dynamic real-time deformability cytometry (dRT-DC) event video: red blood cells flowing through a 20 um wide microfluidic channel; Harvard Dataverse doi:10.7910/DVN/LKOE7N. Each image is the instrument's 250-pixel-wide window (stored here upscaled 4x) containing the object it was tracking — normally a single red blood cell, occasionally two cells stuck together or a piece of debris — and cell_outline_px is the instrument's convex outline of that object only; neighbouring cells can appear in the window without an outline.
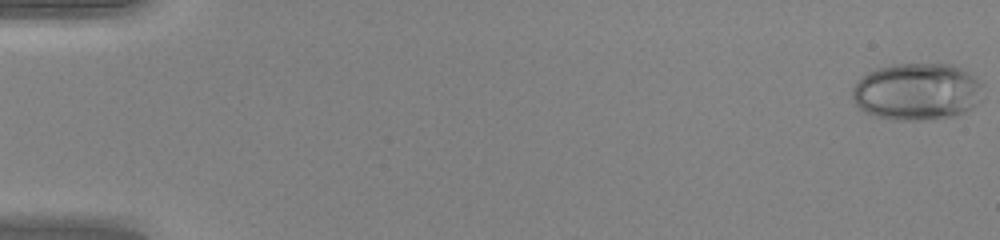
{"species": "human", "species_latin": "Homo sapiens", "temperature_condition": "warm", "stored_images_in_passage": 49, "camera_frame_rate_fps": 3000, "um_per_image_px": 0.085, "donor": {"sex": "female"}, "frame": {"image": 1, "passage_image": 1, "time_ms": 0.0, "image_size_px": [1000, 240], "cell_outline_px": [[980, 100], [972, 108], [956, 116], [924, 120], [896, 120], [876, 116], [864, 112], [856, 104], [852, 96], [852, 88], [856, 80], [860, 76], [876, 68], [892, 64], [948, 64], [960, 68], [968, 72], [980, 84]], "centroid_in_image_um": [77.88, 7.79], "position_along_channel_um": 7.1, "area_um2": 43.52}}
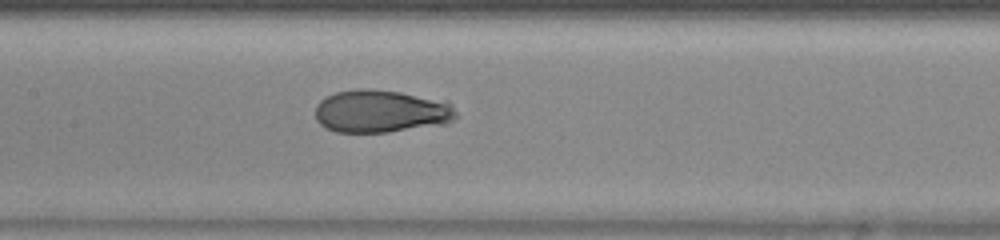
{"frame": {"image": 2, "passage_image": 25, "time_ms": 8.0, "image_size_px": [1000, 240], "cell_outline_px": [[456, 120], [448, 124], [388, 132], [336, 132], [324, 128], [316, 120], [316, 104], [320, 100], [336, 92], [356, 88], [364, 88], [400, 92], [448, 100], [452, 104], [456, 112]], "centroid_in_image_um": [32.43, 9.46], "position_along_channel_um": 175.0, "area_um2": 35.66}}
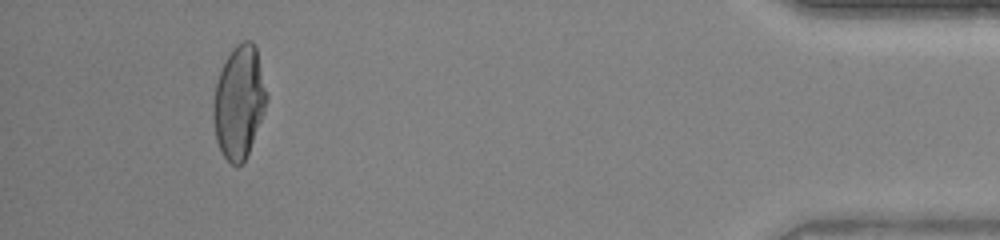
{"frame": {"image": 3, "passage_image": 46, "time_ms": 15.0, "image_size_px": [1000, 240], "cell_outline_px": [[268, 96], [264, 112], [248, 152], [244, 160], [240, 164], [232, 164], [224, 156], [216, 140], [212, 116], [212, 104], [216, 80], [232, 48], [236, 44], [244, 40], [252, 40], [256, 44]], "centroid_in_image_um": [20.31, 8.62], "position_along_channel_um": 414.9, "area_um2": 35.03}, "authors_computed_cell_mechanics": {"area_um2": 35.547, "velocity_mm_per_s": 4.29, "shape_relaxation_time_tau1_ms": 6.2273, "shape_relaxation_time_tau2_ms": null, "deformation_change_tau1": 0.2844, "deformation_change_tau2": null}}